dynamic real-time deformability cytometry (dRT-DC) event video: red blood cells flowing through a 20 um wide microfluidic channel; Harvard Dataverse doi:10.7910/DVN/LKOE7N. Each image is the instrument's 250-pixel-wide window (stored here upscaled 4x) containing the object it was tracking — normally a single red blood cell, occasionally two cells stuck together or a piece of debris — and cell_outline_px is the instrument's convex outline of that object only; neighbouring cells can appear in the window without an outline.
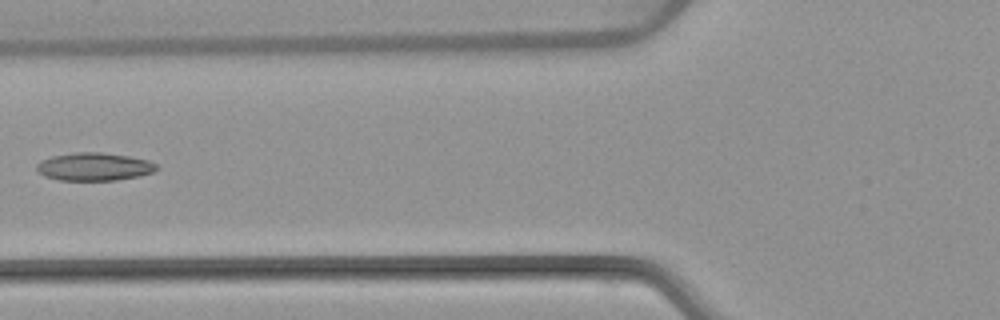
{"species": "common noctule bat (a hibernating species)", "species_latin": "Nyctalus noctula", "temperature_condition": "warm", "stored_images_in_passage": 6, "camera_frame_rate_fps": 3000, "um_per_image_px": 0.085, "animal": {"sex": "female", "body_mass_g": 22.7, "forearm_length_mm": 54.2}, "frame": {"image": 1, "passage_image": 6, "time_ms": 6.0, "image_size_px": [1000, 320], "cell_outline_px": [[160, 168], [152, 172], [140, 176], [116, 180], [60, 180], [44, 176], [36, 168], [36, 164], [40, 160], [52, 156], [76, 152], [104, 152], [128, 156], [148, 160], [156, 164]], "centroid_in_image_um": [8.01, 14.16], "position_along_channel_um": 117.8, "area_um2": 19.59}}